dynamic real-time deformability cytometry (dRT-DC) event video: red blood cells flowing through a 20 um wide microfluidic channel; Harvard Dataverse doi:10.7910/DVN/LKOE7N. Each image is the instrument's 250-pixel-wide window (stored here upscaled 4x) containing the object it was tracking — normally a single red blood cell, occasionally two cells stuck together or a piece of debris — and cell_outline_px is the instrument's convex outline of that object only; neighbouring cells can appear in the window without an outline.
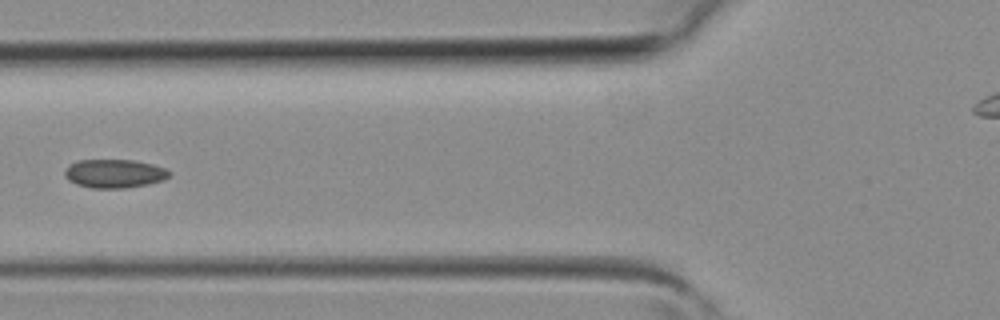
{"species": "common noctule bat (a hibernating species)", "species_latin": "Nyctalus noctula", "temperature_condition": "room temperature", "stored_images_in_passage": 3, "camera_frame_rate_fps": 3000, "um_per_image_px": 0.085, "animal": {"sex": "female", "body_mass_g": 19.3, "forearm_length_mm": 54.1}, "frame": {"image": 1, "passage_image": 3, "time_ms": 0.667, "image_size_px": [1000, 320], "cell_outline_px": [[172, 176], [164, 180], [148, 184], [124, 188], [92, 188], [76, 184], [68, 180], [64, 176], [64, 168], [68, 164], [76, 160], [132, 160], [152, 164], [164, 168], [172, 172]], "centroid_in_image_um": [9.71, 14.75], "position_along_channel_um": 116.1, "area_um2": 17.69}}